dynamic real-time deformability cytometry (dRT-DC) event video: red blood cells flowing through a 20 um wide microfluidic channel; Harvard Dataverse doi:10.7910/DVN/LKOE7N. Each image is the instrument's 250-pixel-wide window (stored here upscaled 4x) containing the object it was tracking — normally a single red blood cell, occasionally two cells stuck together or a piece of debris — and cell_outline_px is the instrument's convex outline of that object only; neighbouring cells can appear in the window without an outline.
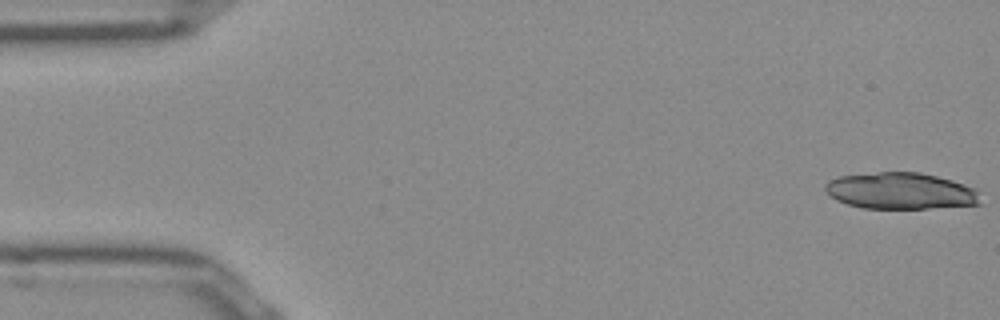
{"species": "Egyptian fruit bat (a non-hibernating species)", "species_latin": "Rousettus aegyptiacus", "temperature_condition": "room temperature", "stored_images_in_passage": 27, "camera_frame_rate_fps": 3000, "um_per_image_px": 0.085, "frame": {"image": 1, "passage_image": 1, "time_ms": 0.0, "image_size_px": [1000, 320], "cell_outline_px": [[980, 204], [928, 208], [864, 208], [848, 204], [836, 200], [824, 188], [824, 184], [828, 180], [840, 176], [880, 172], [920, 172], [952, 180], [976, 188]], "centroid_in_image_um": [76.54, 16.22], "position_along_channel_um": 8.5, "area_um2": 32.77}}
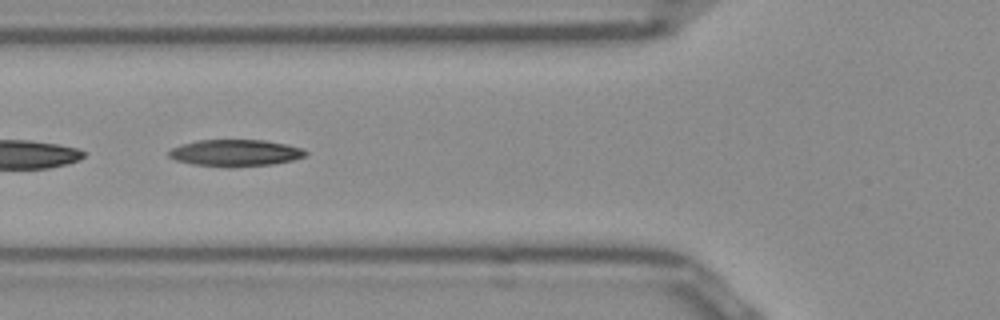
{"frame": {"image": 2, "passage_image": 19, "time_ms": 6.0, "image_size_px": [1000, 320], "cell_outline_px": [[308, 152], [304, 156], [292, 160], [272, 164], [232, 168], [228, 168], [192, 164], [176, 160], [168, 156], [168, 152], [172, 148], [180, 144], [200, 140], [264, 140], [284, 144], [300, 148]], "centroid_in_image_um": [19.96, 13.01], "position_along_channel_um": 105.8, "area_um2": 21.33}}
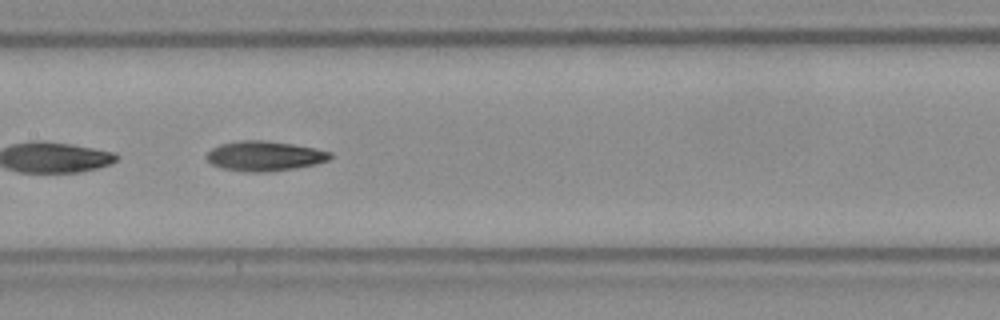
{"frame": {"image": 3, "passage_image": 25, "time_ms": 8.0, "image_size_px": [1000, 320], "cell_outline_px": [[332, 156], [328, 160], [316, 164], [292, 168], [264, 172], [244, 172], [220, 168], [212, 164], [204, 156], [212, 148], [220, 144], [236, 140], [264, 140], [292, 144], [332, 152]], "centroid_in_image_um": [22.43, 13.26], "position_along_channel_um": 185.0, "area_um2": 21.5}}